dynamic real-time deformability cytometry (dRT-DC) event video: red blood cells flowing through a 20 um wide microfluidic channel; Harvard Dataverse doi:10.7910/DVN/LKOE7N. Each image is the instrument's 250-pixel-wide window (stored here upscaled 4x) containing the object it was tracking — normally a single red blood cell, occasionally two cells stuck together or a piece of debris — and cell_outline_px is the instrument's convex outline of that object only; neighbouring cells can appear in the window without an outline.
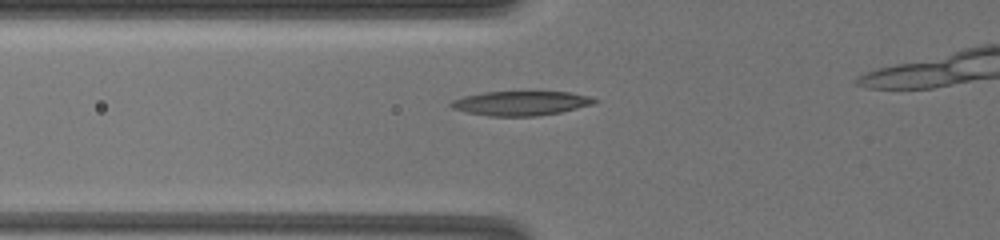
{"species": "common noctule bat (a hibernating species)", "species_latin": "Nyctalus noctula", "temperature_condition": "warm", "stored_images_in_passage": 13, "segment_of_instrument_passage": [1, 2], "camera_frame_rate_fps": 3000, "um_per_image_px": 0.085, "animal": {"sex": "female", "body_mass_g": 19.5, "forearm_length_mm": 54.1}, "frame": {"image": 1, "passage_image": 2, "time_ms": 0.667, "image_size_px": [1000, 240], "cell_outline_px": [[600, 100], [592, 104], [560, 112], [536, 116], [488, 116], [468, 112], [452, 108], [448, 104], [452, 100], [464, 96], [484, 92], [568, 92], [588, 96]], "centroid_in_image_um": [44.24, 8.77], "position_along_channel_um": 81.6, "area_um2": 20.17}}
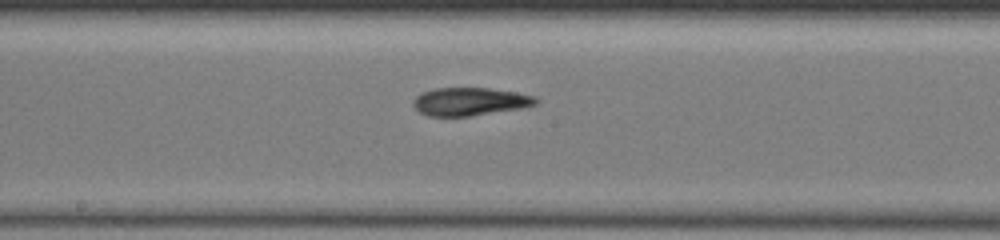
{"frame": {"image": 2, "passage_image": 7, "time_ms": 4.333, "image_size_px": [1000, 240], "cell_outline_px": [[540, 100], [536, 104], [516, 108], [468, 116], [428, 116], [420, 112], [412, 104], [416, 96], [432, 88], [488, 88], [516, 92], [532, 96]], "centroid_in_image_um": [39.89, 8.62], "position_along_channel_um": 208.3, "area_um2": 19.59}}
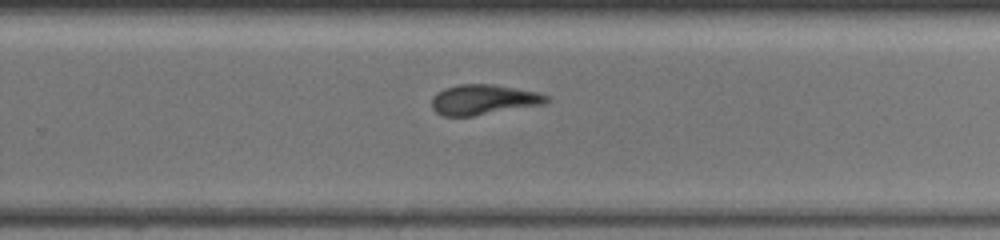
{"frame": {"image": 3, "passage_image": 10, "time_ms": 6.667, "image_size_px": [1000, 240], "cell_outline_px": [[548, 100], [540, 104], [472, 116], [440, 116], [432, 108], [432, 96], [444, 88], [460, 84], [492, 84], [536, 92], [548, 96]], "centroid_in_image_um": [41.0, 8.47], "position_along_channel_um": 288.8, "area_um2": 19.77}}